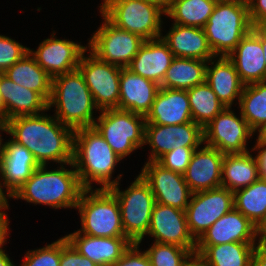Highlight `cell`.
Here are the masks:
<instances>
[{"label":"cell","mask_w":266,"mask_h":266,"mask_svg":"<svg viewBox=\"0 0 266 266\" xmlns=\"http://www.w3.org/2000/svg\"><path fill=\"white\" fill-rule=\"evenodd\" d=\"M45 112L8 119L4 132L28 148L39 165H48L49 161L59 165L71 163L74 130Z\"/></svg>","instance_id":"cell-1"},{"label":"cell","mask_w":266,"mask_h":266,"mask_svg":"<svg viewBox=\"0 0 266 266\" xmlns=\"http://www.w3.org/2000/svg\"><path fill=\"white\" fill-rule=\"evenodd\" d=\"M120 161L122 159L94 127L74 130L72 162L84 189H94L93 182L101 186L95 189H110L120 183L122 174L112 180Z\"/></svg>","instance_id":"cell-2"},{"label":"cell","mask_w":266,"mask_h":266,"mask_svg":"<svg viewBox=\"0 0 266 266\" xmlns=\"http://www.w3.org/2000/svg\"><path fill=\"white\" fill-rule=\"evenodd\" d=\"M66 165L71 169H67ZM47 167L48 165H40L36 168L32 176L10 198L22 199L34 205H47L52 209H75L84 188L73 162L60 164L54 170H47Z\"/></svg>","instance_id":"cell-3"},{"label":"cell","mask_w":266,"mask_h":266,"mask_svg":"<svg viewBox=\"0 0 266 266\" xmlns=\"http://www.w3.org/2000/svg\"><path fill=\"white\" fill-rule=\"evenodd\" d=\"M52 107L54 116L73 130L93 127L94 109L100 112L79 69L52 78L48 110Z\"/></svg>","instance_id":"cell-4"},{"label":"cell","mask_w":266,"mask_h":266,"mask_svg":"<svg viewBox=\"0 0 266 266\" xmlns=\"http://www.w3.org/2000/svg\"><path fill=\"white\" fill-rule=\"evenodd\" d=\"M248 4L217 0L203 30L215 56H228L252 30Z\"/></svg>","instance_id":"cell-5"},{"label":"cell","mask_w":266,"mask_h":266,"mask_svg":"<svg viewBox=\"0 0 266 266\" xmlns=\"http://www.w3.org/2000/svg\"><path fill=\"white\" fill-rule=\"evenodd\" d=\"M76 209L80 214V233L93 237H126L118 200L109 189H84Z\"/></svg>","instance_id":"cell-6"},{"label":"cell","mask_w":266,"mask_h":266,"mask_svg":"<svg viewBox=\"0 0 266 266\" xmlns=\"http://www.w3.org/2000/svg\"><path fill=\"white\" fill-rule=\"evenodd\" d=\"M99 12L114 26L142 39L160 38L165 11L145 0H103Z\"/></svg>","instance_id":"cell-7"},{"label":"cell","mask_w":266,"mask_h":266,"mask_svg":"<svg viewBox=\"0 0 266 266\" xmlns=\"http://www.w3.org/2000/svg\"><path fill=\"white\" fill-rule=\"evenodd\" d=\"M117 198L125 236L132 243L141 244L151 223L155 197L149 184L140 174L124 191L119 183L109 189Z\"/></svg>","instance_id":"cell-8"},{"label":"cell","mask_w":266,"mask_h":266,"mask_svg":"<svg viewBox=\"0 0 266 266\" xmlns=\"http://www.w3.org/2000/svg\"><path fill=\"white\" fill-rule=\"evenodd\" d=\"M145 124L144 116L115 108L100 111L93 127L124 160L130 153L145 145Z\"/></svg>","instance_id":"cell-9"},{"label":"cell","mask_w":266,"mask_h":266,"mask_svg":"<svg viewBox=\"0 0 266 266\" xmlns=\"http://www.w3.org/2000/svg\"><path fill=\"white\" fill-rule=\"evenodd\" d=\"M101 17L103 22L90 37L87 49L101 61L126 68L145 40Z\"/></svg>","instance_id":"cell-10"},{"label":"cell","mask_w":266,"mask_h":266,"mask_svg":"<svg viewBox=\"0 0 266 266\" xmlns=\"http://www.w3.org/2000/svg\"><path fill=\"white\" fill-rule=\"evenodd\" d=\"M87 49L81 56L78 69L84 76L99 111L119 108L121 68L101 61ZM89 55L85 56V53Z\"/></svg>","instance_id":"cell-11"},{"label":"cell","mask_w":266,"mask_h":266,"mask_svg":"<svg viewBox=\"0 0 266 266\" xmlns=\"http://www.w3.org/2000/svg\"><path fill=\"white\" fill-rule=\"evenodd\" d=\"M232 107H226L203 128L204 144L225 154H243L249 152L248 139L254 132L246 120L234 113Z\"/></svg>","instance_id":"cell-12"},{"label":"cell","mask_w":266,"mask_h":266,"mask_svg":"<svg viewBox=\"0 0 266 266\" xmlns=\"http://www.w3.org/2000/svg\"><path fill=\"white\" fill-rule=\"evenodd\" d=\"M234 208V192L218 187L192 194L185 210L190 234L197 241L223 215Z\"/></svg>","instance_id":"cell-13"},{"label":"cell","mask_w":266,"mask_h":266,"mask_svg":"<svg viewBox=\"0 0 266 266\" xmlns=\"http://www.w3.org/2000/svg\"><path fill=\"white\" fill-rule=\"evenodd\" d=\"M144 144L151 148L147 161H157L179 147H201L204 144L203 128L193 121L179 125L146 123Z\"/></svg>","instance_id":"cell-14"},{"label":"cell","mask_w":266,"mask_h":266,"mask_svg":"<svg viewBox=\"0 0 266 266\" xmlns=\"http://www.w3.org/2000/svg\"><path fill=\"white\" fill-rule=\"evenodd\" d=\"M139 174L149 184L156 203L186 210L193 192L182 174L168 170L156 161H146Z\"/></svg>","instance_id":"cell-15"},{"label":"cell","mask_w":266,"mask_h":266,"mask_svg":"<svg viewBox=\"0 0 266 266\" xmlns=\"http://www.w3.org/2000/svg\"><path fill=\"white\" fill-rule=\"evenodd\" d=\"M53 31L51 38L44 39L35 50L29 48L30 55L53 78L78 69L87 45L69 39H58Z\"/></svg>","instance_id":"cell-16"},{"label":"cell","mask_w":266,"mask_h":266,"mask_svg":"<svg viewBox=\"0 0 266 266\" xmlns=\"http://www.w3.org/2000/svg\"><path fill=\"white\" fill-rule=\"evenodd\" d=\"M147 235L154 242L184 247L195 254L196 240L189 232L184 210L155 203Z\"/></svg>","instance_id":"cell-17"},{"label":"cell","mask_w":266,"mask_h":266,"mask_svg":"<svg viewBox=\"0 0 266 266\" xmlns=\"http://www.w3.org/2000/svg\"><path fill=\"white\" fill-rule=\"evenodd\" d=\"M3 140L0 145V184L10 198L40 165L28 148L11 138L6 142Z\"/></svg>","instance_id":"cell-18"},{"label":"cell","mask_w":266,"mask_h":266,"mask_svg":"<svg viewBox=\"0 0 266 266\" xmlns=\"http://www.w3.org/2000/svg\"><path fill=\"white\" fill-rule=\"evenodd\" d=\"M224 154L204 144L196 149L184 172V180L193 193L221 187Z\"/></svg>","instance_id":"cell-19"},{"label":"cell","mask_w":266,"mask_h":266,"mask_svg":"<svg viewBox=\"0 0 266 266\" xmlns=\"http://www.w3.org/2000/svg\"><path fill=\"white\" fill-rule=\"evenodd\" d=\"M256 226L233 208L223 215L196 241V246H214L239 243H257Z\"/></svg>","instance_id":"cell-20"},{"label":"cell","mask_w":266,"mask_h":266,"mask_svg":"<svg viewBox=\"0 0 266 266\" xmlns=\"http://www.w3.org/2000/svg\"><path fill=\"white\" fill-rule=\"evenodd\" d=\"M65 238L76 251L97 266H108L118 261L132 244L127 237H93L78 230L65 235Z\"/></svg>","instance_id":"cell-21"},{"label":"cell","mask_w":266,"mask_h":266,"mask_svg":"<svg viewBox=\"0 0 266 266\" xmlns=\"http://www.w3.org/2000/svg\"><path fill=\"white\" fill-rule=\"evenodd\" d=\"M159 90L160 85L156 82L121 68L119 109L146 117Z\"/></svg>","instance_id":"cell-22"},{"label":"cell","mask_w":266,"mask_h":266,"mask_svg":"<svg viewBox=\"0 0 266 266\" xmlns=\"http://www.w3.org/2000/svg\"><path fill=\"white\" fill-rule=\"evenodd\" d=\"M174 58L169 46L160 37L144 41L126 68L160 85Z\"/></svg>","instance_id":"cell-23"},{"label":"cell","mask_w":266,"mask_h":266,"mask_svg":"<svg viewBox=\"0 0 266 266\" xmlns=\"http://www.w3.org/2000/svg\"><path fill=\"white\" fill-rule=\"evenodd\" d=\"M260 39L250 31L227 56L244 85L266 81V65Z\"/></svg>","instance_id":"cell-24"},{"label":"cell","mask_w":266,"mask_h":266,"mask_svg":"<svg viewBox=\"0 0 266 266\" xmlns=\"http://www.w3.org/2000/svg\"><path fill=\"white\" fill-rule=\"evenodd\" d=\"M145 120L146 123L157 125H179L192 122L187 90L160 87Z\"/></svg>","instance_id":"cell-25"},{"label":"cell","mask_w":266,"mask_h":266,"mask_svg":"<svg viewBox=\"0 0 266 266\" xmlns=\"http://www.w3.org/2000/svg\"><path fill=\"white\" fill-rule=\"evenodd\" d=\"M205 82L226 107H232L235 99L239 104L244 84L227 56H216L208 61Z\"/></svg>","instance_id":"cell-26"},{"label":"cell","mask_w":266,"mask_h":266,"mask_svg":"<svg viewBox=\"0 0 266 266\" xmlns=\"http://www.w3.org/2000/svg\"><path fill=\"white\" fill-rule=\"evenodd\" d=\"M161 38L175 57L205 61L216 57L208 44L203 28L172 23L169 31Z\"/></svg>","instance_id":"cell-27"},{"label":"cell","mask_w":266,"mask_h":266,"mask_svg":"<svg viewBox=\"0 0 266 266\" xmlns=\"http://www.w3.org/2000/svg\"><path fill=\"white\" fill-rule=\"evenodd\" d=\"M0 94L5 106V122L16 116L37 115L48 110V102L33 90L0 73Z\"/></svg>","instance_id":"cell-28"},{"label":"cell","mask_w":266,"mask_h":266,"mask_svg":"<svg viewBox=\"0 0 266 266\" xmlns=\"http://www.w3.org/2000/svg\"><path fill=\"white\" fill-rule=\"evenodd\" d=\"M258 179V165L252 151L224 155L221 171L222 187L235 192L251 185Z\"/></svg>","instance_id":"cell-29"},{"label":"cell","mask_w":266,"mask_h":266,"mask_svg":"<svg viewBox=\"0 0 266 266\" xmlns=\"http://www.w3.org/2000/svg\"><path fill=\"white\" fill-rule=\"evenodd\" d=\"M13 82L38 92L47 102L51 97L52 77L28 52L4 73Z\"/></svg>","instance_id":"cell-30"},{"label":"cell","mask_w":266,"mask_h":266,"mask_svg":"<svg viewBox=\"0 0 266 266\" xmlns=\"http://www.w3.org/2000/svg\"><path fill=\"white\" fill-rule=\"evenodd\" d=\"M256 244L232 242L214 246H196L195 254L208 266H252Z\"/></svg>","instance_id":"cell-31"},{"label":"cell","mask_w":266,"mask_h":266,"mask_svg":"<svg viewBox=\"0 0 266 266\" xmlns=\"http://www.w3.org/2000/svg\"><path fill=\"white\" fill-rule=\"evenodd\" d=\"M208 61L175 57L160 87L187 90L205 82Z\"/></svg>","instance_id":"cell-32"},{"label":"cell","mask_w":266,"mask_h":266,"mask_svg":"<svg viewBox=\"0 0 266 266\" xmlns=\"http://www.w3.org/2000/svg\"><path fill=\"white\" fill-rule=\"evenodd\" d=\"M216 3L217 0H172L165 16L181 26L203 28Z\"/></svg>","instance_id":"cell-33"},{"label":"cell","mask_w":266,"mask_h":266,"mask_svg":"<svg viewBox=\"0 0 266 266\" xmlns=\"http://www.w3.org/2000/svg\"><path fill=\"white\" fill-rule=\"evenodd\" d=\"M187 95L192 120L202 128L226 108L206 82L187 89Z\"/></svg>","instance_id":"cell-34"},{"label":"cell","mask_w":266,"mask_h":266,"mask_svg":"<svg viewBox=\"0 0 266 266\" xmlns=\"http://www.w3.org/2000/svg\"><path fill=\"white\" fill-rule=\"evenodd\" d=\"M238 107L256 133L266 123V81L244 85Z\"/></svg>","instance_id":"cell-35"},{"label":"cell","mask_w":266,"mask_h":266,"mask_svg":"<svg viewBox=\"0 0 266 266\" xmlns=\"http://www.w3.org/2000/svg\"><path fill=\"white\" fill-rule=\"evenodd\" d=\"M234 208L257 227L266 215V180L235 191Z\"/></svg>","instance_id":"cell-36"},{"label":"cell","mask_w":266,"mask_h":266,"mask_svg":"<svg viewBox=\"0 0 266 266\" xmlns=\"http://www.w3.org/2000/svg\"><path fill=\"white\" fill-rule=\"evenodd\" d=\"M151 266H184L194 254L191 250L173 244L154 242L145 250Z\"/></svg>","instance_id":"cell-37"},{"label":"cell","mask_w":266,"mask_h":266,"mask_svg":"<svg viewBox=\"0 0 266 266\" xmlns=\"http://www.w3.org/2000/svg\"><path fill=\"white\" fill-rule=\"evenodd\" d=\"M23 263L19 266H60L61 238L35 250L24 253Z\"/></svg>","instance_id":"cell-38"},{"label":"cell","mask_w":266,"mask_h":266,"mask_svg":"<svg viewBox=\"0 0 266 266\" xmlns=\"http://www.w3.org/2000/svg\"><path fill=\"white\" fill-rule=\"evenodd\" d=\"M28 52L29 47L20 44L11 37L0 34V73H4Z\"/></svg>","instance_id":"cell-39"},{"label":"cell","mask_w":266,"mask_h":266,"mask_svg":"<svg viewBox=\"0 0 266 266\" xmlns=\"http://www.w3.org/2000/svg\"><path fill=\"white\" fill-rule=\"evenodd\" d=\"M200 147H179L162 155L156 162L162 167L179 174H184L192 155Z\"/></svg>","instance_id":"cell-40"},{"label":"cell","mask_w":266,"mask_h":266,"mask_svg":"<svg viewBox=\"0 0 266 266\" xmlns=\"http://www.w3.org/2000/svg\"><path fill=\"white\" fill-rule=\"evenodd\" d=\"M139 247V243H132L118 261L108 266H151L146 251H141Z\"/></svg>","instance_id":"cell-41"},{"label":"cell","mask_w":266,"mask_h":266,"mask_svg":"<svg viewBox=\"0 0 266 266\" xmlns=\"http://www.w3.org/2000/svg\"><path fill=\"white\" fill-rule=\"evenodd\" d=\"M60 266H97L87 257L82 256L67 241L65 236L61 237V258Z\"/></svg>","instance_id":"cell-42"},{"label":"cell","mask_w":266,"mask_h":266,"mask_svg":"<svg viewBox=\"0 0 266 266\" xmlns=\"http://www.w3.org/2000/svg\"><path fill=\"white\" fill-rule=\"evenodd\" d=\"M247 4L251 23L266 24V0H249Z\"/></svg>","instance_id":"cell-43"},{"label":"cell","mask_w":266,"mask_h":266,"mask_svg":"<svg viewBox=\"0 0 266 266\" xmlns=\"http://www.w3.org/2000/svg\"><path fill=\"white\" fill-rule=\"evenodd\" d=\"M250 151H258L255 158L258 165L259 179L266 180V143L256 139Z\"/></svg>","instance_id":"cell-44"},{"label":"cell","mask_w":266,"mask_h":266,"mask_svg":"<svg viewBox=\"0 0 266 266\" xmlns=\"http://www.w3.org/2000/svg\"><path fill=\"white\" fill-rule=\"evenodd\" d=\"M252 266H266V243L257 242L255 245Z\"/></svg>","instance_id":"cell-45"},{"label":"cell","mask_w":266,"mask_h":266,"mask_svg":"<svg viewBox=\"0 0 266 266\" xmlns=\"http://www.w3.org/2000/svg\"><path fill=\"white\" fill-rule=\"evenodd\" d=\"M6 210L7 209H0V246L7 243L8 236L10 235L9 219L7 217L8 214H6Z\"/></svg>","instance_id":"cell-46"},{"label":"cell","mask_w":266,"mask_h":266,"mask_svg":"<svg viewBox=\"0 0 266 266\" xmlns=\"http://www.w3.org/2000/svg\"><path fill=\"white\" fill-rule=\"evenodd\" d=\"M261 41L266 65V24H255L251 30Z\"/></svg>","instance_id":"cell-47"},{"label":"cell","mask_w":266,"mask_h":266,"mask_svg":"<svg viewBox=\"0 0 266 266\" xmlns=\"http://www.w3.org/2000/svg\"><path fill=\"white\" fill-rule=\"evenodd\" d=\"M257 242L266 243V215L256 227Z\"/></svg>","instance_id":"cell-48"},{"label":"cell","mask_w":266,"mask_h":266,"mask_svg":"<svg viewBox=\"0 0 266 266\" xmlns=\"http://www.w3.org/2000/svg\"><path fill=\"white\" fill-rule=\"evenodd\" d=\"M4 244L0 246V266H15V263L10 259L9 255L3 249Z\"/></svg>","instance_id":"cell-49"},{"label":"cell","mask_w":266,"mask_h":266,"mask_svg":"<svg viewBox=\"0 0 266 266\" xmlns=\"http://www.w3.org/2000/svg\"><path fill=\"white\" fill-rule=\"evenodd\" d=\"M184 266H208V264L200 256L193 254Z\"/></svg>","instance_id":"cell-50"},{"label":"cell","mask_w":266,"mask_h":266,"mask_svg":"<svg viewBox=\"0 0 266 266\" xmlns=\"http://www.w3.org/2000/svg\"><path fill=\"white\" fill-rule=\"evenodd\" d=\"M145 1L159 6L165 12L169 9V7L172 3V0H145Z\"/></svg>","instance_id":"cell-51"},{"label":"cell","mask_w":266,"mask_h":266,"mask_svg":"<svg viewBox=\"0 0 266 266\" xmlns=\"http://www.w3.org/2000/svg\"><path fill=\"white\" fill-rule=\"evenodd\" d=\"M8 199L9 197L4 193L0 184V209H9Z\"/></svg>","instance_id":"cell-52"},{"label":"cell","mask_w":266,"mask_h":266,"mask_svg":"<svg viewBox=\"0 0 266 266\" xmlns=\"http://www.w3.org/2000/svg\"><path fill=\"white\" fill-rule=\"evenodd\" d=\"M257 140H260L266 143V123L258 130Z\"/></svg>","instance_id":"cell-53"},{"label":"cell","mask_w":266,"mask_h":266,"mask_svg":"<svg viewBox=\"0 0 266 266\" xmlns=\"http://www.w3.org/2000/svg\"><path fill=\"white\" fill-rule=\"evenodd\" d=\"M0 121L5 123V106L0 94Z\"/></svg>","instance_id":"cell-54"},{"label":"cell","mask_w":266,"mask_h":266,"mask_svg":"<svg viewBox=\"0 0 266 266\" xmlns=\"http://www.w3.org/2000/svg\"><path fill=\"white\" fill-rule=\"evenodd\" d=\"M0 131L3 132L5 131V123L0 121ZM0 132V145H1V139H2V133Z\"/></svg>","instance_id":"cell-55"},{"label":"cell","mask_w":266,"mask_h":266,"mask_svg":"<svg viewBox=\"0 0 266 266\" xmlns=\"http://www.w3.org/2000/svg\"><path fill=\"white\" fill-rule=\"evenodd\" d=\"M230 1H239L247 4L249 0H230Z\"/></svg>","instance_id":"cell-56"}]
</instances>
